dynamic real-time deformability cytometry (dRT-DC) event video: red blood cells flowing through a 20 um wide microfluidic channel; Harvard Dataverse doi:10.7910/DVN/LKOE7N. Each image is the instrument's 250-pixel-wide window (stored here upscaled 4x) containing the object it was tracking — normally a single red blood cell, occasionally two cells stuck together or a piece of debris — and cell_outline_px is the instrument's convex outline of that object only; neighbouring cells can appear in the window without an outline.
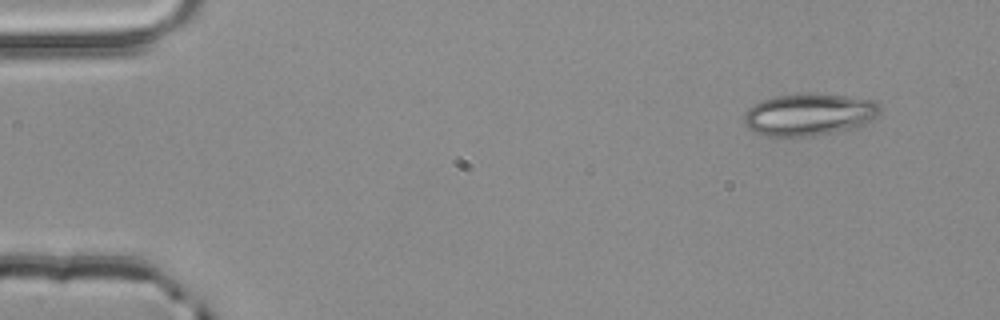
{"species": "common noctule bat (a hibernating species)", "species_latin": "Nyctalus noctula", "temperature_condition": "room temperature", "stored_images_in_passage": 4, "camera_frame_rate_fps": 3000, "um_per_image_px": 0.085, "animal": {"sex": "male", "body_mass_g": 20.4}, "frame": {"image": 1, "passage_image": 1, "time_ms": 0.0, "image_size_px": [1000, 320], "cell_outline_px": [[880, 112], [876, 116], [864, 124], [856, 128], [812, 136], [768, 136], [756, 132], [748, 128], [744, 124], [744, 116], [748, 108], [764, 100], [776, 96], [804, 92], [816, 92], [876, 100], [880, 104]], "centroid_in_image_um": [68.81, 9.71], "position_along_channel_um": 16.2, "area_um2": 33.64}}